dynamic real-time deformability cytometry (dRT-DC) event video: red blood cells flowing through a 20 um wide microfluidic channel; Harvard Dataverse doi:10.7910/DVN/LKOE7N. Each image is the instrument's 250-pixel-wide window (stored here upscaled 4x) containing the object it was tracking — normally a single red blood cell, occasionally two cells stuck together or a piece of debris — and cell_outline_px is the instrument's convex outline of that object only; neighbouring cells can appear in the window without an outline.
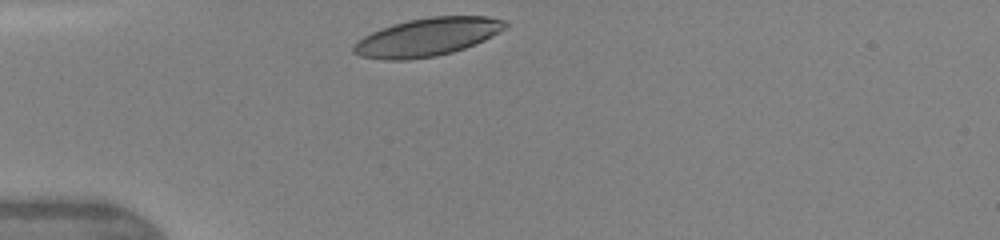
{"species": "human", "species_latin": "Homo sapiens", "temperature_condition": "warm", "stored_images_in_passage": 3, "camera_frame_rate_fps": 3000, "um_per_image_px": 0.085, "donor": {"sex": "female"}, "frame": {"image": 1, "passage_image": 1, "time_ms": 0.0, "image_size_px": [1000, 240], "cell_outline_px": [[508, 24], [500, 32], [476, 44], [452, 52], [436, 56], [408, 60], [384, 60], [360, 56], [352, 52], [352, 44], [356, 40], [380, 28], [408, 20], [428, 16], [488, 16], [504, 20]], "centroid_in_image_um": [36.29, 3.15], "position_along_channel_um": 48.7, "area_um2": 33.87}}